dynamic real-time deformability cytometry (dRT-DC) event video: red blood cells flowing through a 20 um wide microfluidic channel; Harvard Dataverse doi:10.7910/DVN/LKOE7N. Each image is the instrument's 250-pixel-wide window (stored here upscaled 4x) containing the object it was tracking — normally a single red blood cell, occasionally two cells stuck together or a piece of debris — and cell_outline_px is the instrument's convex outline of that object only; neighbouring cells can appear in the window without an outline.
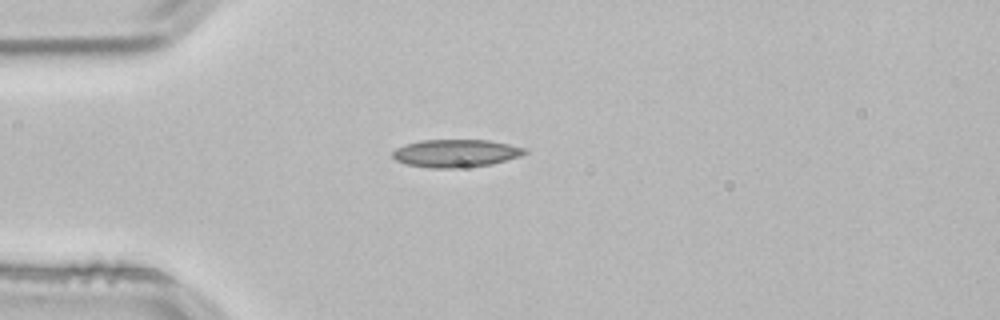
{"species": "common noctule bat (a hibernating species)", "species_latin": "Nyctalus noctula", "temperature_condition": "room temperature", "stored_images_in_passage": 34, "camera_frame_rate_fps": 3000, "um_per_image_px": 0.085, "animal": {"sex": "male", "body_mass_g": 21.5, "forearm_length_mm": 52.0}, "frame": {"image": 1, "passage_image": 1, "time_ms": 0.0, "image_size_px": [1000, 320], "cell_outline_px": [[528, 152], [520, 156], [488, 164], [452, 168], [432, 168], [408, 164], [396, 160], [392, 156], [392, 152], [396, 148], [404, 144], [420, 140], [492, 140], [528, 148]], "centroid_in_image_um": [38.75, 13.0], "position_along_channel_um": 46.3, "area_um2": 21.27}}
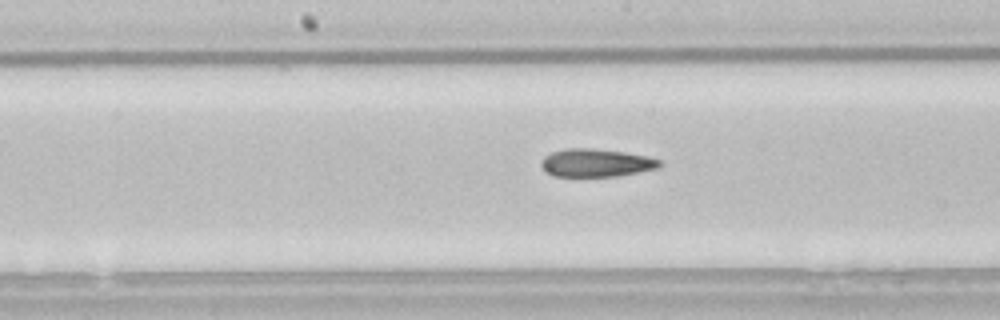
{"frame": {"image": 2, "passage_image": 14, "time_ms": 4.333, "image_size_px": [1000, 320], "cell_outline_px": [[664, 164], [656, 168], [616, 176], [552, 176], [544, 172], [540, 164], [544, 156], [552, 152], [564, 148], [592, 148], [624, 152], [648, 156], [660, 160]], "centroid_in_image_um": [50.62, 13.83], "position_along_channel_um": 197.6, "area_um2": 19.36}}
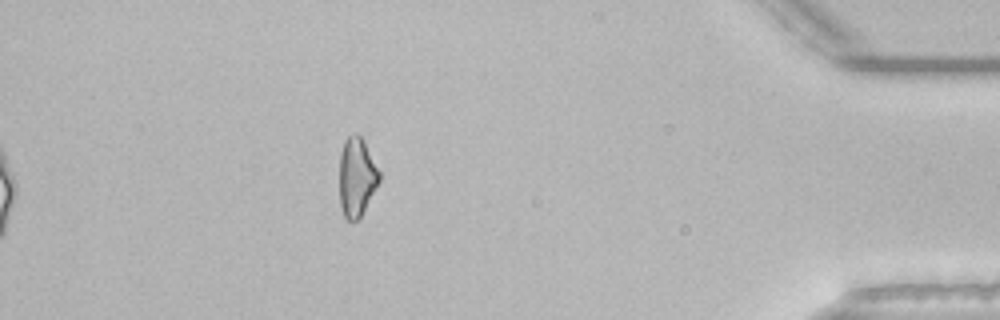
{"frame": {"image": 3, "passage_image": 34, "time_ms": 11.0, "image_size_px": [1000, 320], "cell_outline_px": [[380, 180], [360, 216], [356, 220], [348, 220], [344, 216], [340, 204], [340, 152], [344, 140], [348, 136], [356, 132], [364, 140], [380, 172]], "centroid_in_image_um": [30.31, 14.99], "position_along_channel_um": 404.9, "area_um2": 18.15}, "authors_computed_cell_mechanics": {"area_um2": 19.3341, "velocity_mm_per_s": 3.8528, "shape_relaxation_time_tau1_ms": 10.4638, "shape_relaxation_time_tau2_ms": 6.5933, "deformation_change_tau1": 0.2088, "deformation_change_tau2": 0.1609}}